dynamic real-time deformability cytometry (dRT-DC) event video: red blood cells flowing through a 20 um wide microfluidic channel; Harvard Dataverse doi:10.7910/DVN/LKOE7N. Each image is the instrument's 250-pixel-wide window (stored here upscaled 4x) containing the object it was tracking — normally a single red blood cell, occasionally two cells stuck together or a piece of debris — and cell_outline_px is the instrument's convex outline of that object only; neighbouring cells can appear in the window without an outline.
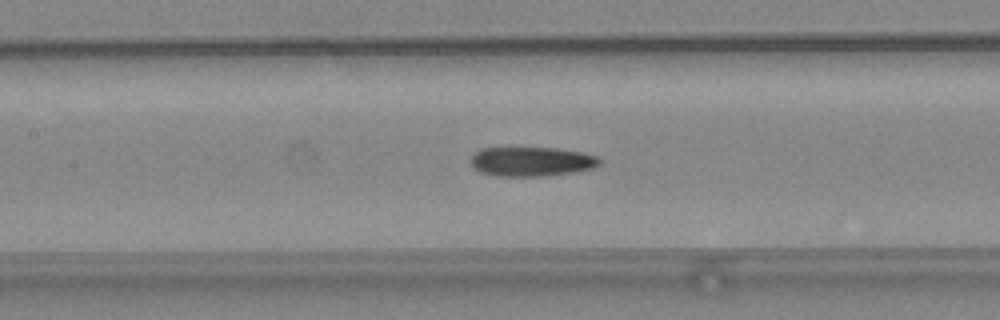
{"species": "common noctule bat (a hibernating species)", "species_latin": "Nyctalus noctula", "temperature_condition": "warm", "stored_images_in_passage": 37, "camera_frame_rate_fps": 3000, "um_per_image_px": 0.085, "animal": {"sex": "female", "body_mass_g": 24.6, "forearm_length_mm": 56.2}, "frame": {"image": 1, "passage_image": 11, "time_ms": 3.333, "image_size_px": [1000, 320], "cell_outline_px": [[600, 164], [592, 168], [576, 172], [548, 176], [492, 176], [480, 172], [472, 164], [472, 156], [480, 148], [556, 148], [580, 152], [600, 156]], "centroid_in_image_um": [45.21, 13.74], "position_along_channel_um": 162.2, "area_um2": 22.14}}
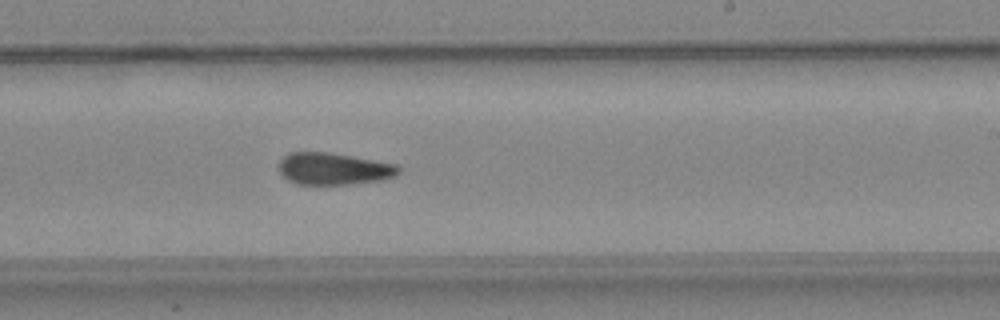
{"frame": {"image": 2, "passage_image": 18, "time_ms": 5.667, "image_size_px": [1000, 320], "cell_outline_px": [[400, 172], [396, 176], [380, 180], [352, 184], [296, 184], [288, 180], [276, 168], [280, 160], [288, 152], [328, 152], [352, 156], [396, 164], [400, 168]], "centroid_in_image_um": [28.33, 14.34], "position_along_channel_um": 260.7, "area_um2": 22.43}}
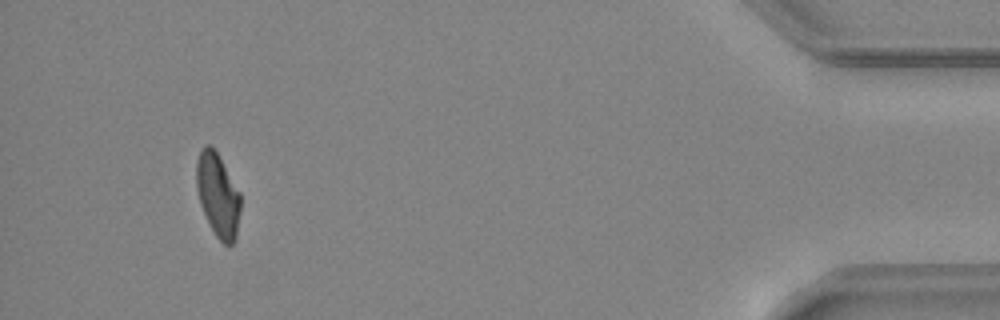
{"frame": {"image": 3, "passage_image": 34, "time_ms": 11.0, "image_size_px": [1000, 320], "cell_outline_px": [[240, 212], [236, 240], [232, 244], [224, 244], [216, 236], [200, 204], [196, 188], [196, 164], [200, 152], [208, 144], [216, 152], [240, 192]], "centroid_in_image_um": [18.53, 16.62], "position_along_channel_um": 416.7, "area_um2": 21.1}, "authors_computed_cell_mechanics": {"area_um2": 22.542, "velocity_mm_per_s": 4.2292, "shape_relaxation_time_tau1_ms": null, "shape_relaxation_time_tau2_ms": 4.3616, "deformation_change_tau1": null, "deformation_change_tau2": 0.1209}}